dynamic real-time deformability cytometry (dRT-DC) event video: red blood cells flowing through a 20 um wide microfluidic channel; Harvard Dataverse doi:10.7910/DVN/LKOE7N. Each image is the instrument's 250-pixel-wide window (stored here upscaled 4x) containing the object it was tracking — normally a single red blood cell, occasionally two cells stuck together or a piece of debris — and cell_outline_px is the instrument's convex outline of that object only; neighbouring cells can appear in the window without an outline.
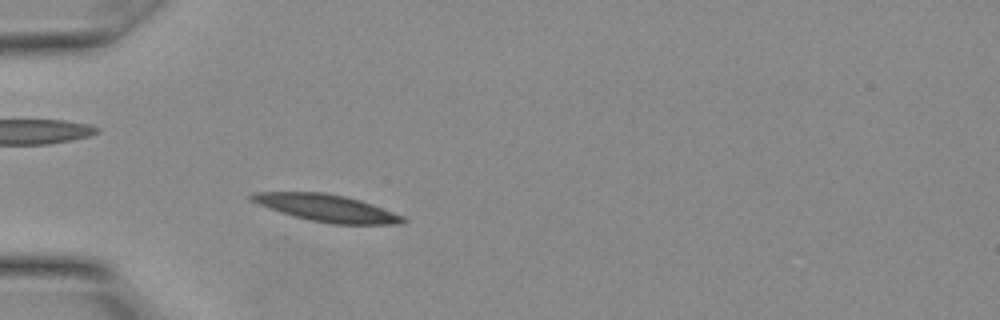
{"species": "Egyptian fruit bat (a non-hibernating species)", "species_latin": "Rousettus aegyptiacus", "temperature_condition": "warm", "stored_images_in_passage": 10, "camera_frame_rate_fps": 3000, "um_per_image_px": 0.085, "animal": {"sex": "female"}, "frame": {"image": 1, "passage_image": 6, "time_ms": 1.667, "image_size_px": [1000, 320], "cell_outline_px": [[408, 220], [400, 224], [332, 224], [312, 220], [280, 212], [248, 200], [248, 196], [252, 192], [324, 192], [344, 196], [360, 200], [372, 204], [404, 216]], "centroid_in_image_um": [27.76, 17.67], "position_along_channel_um": 57.2, "area_um2": 23.76}}
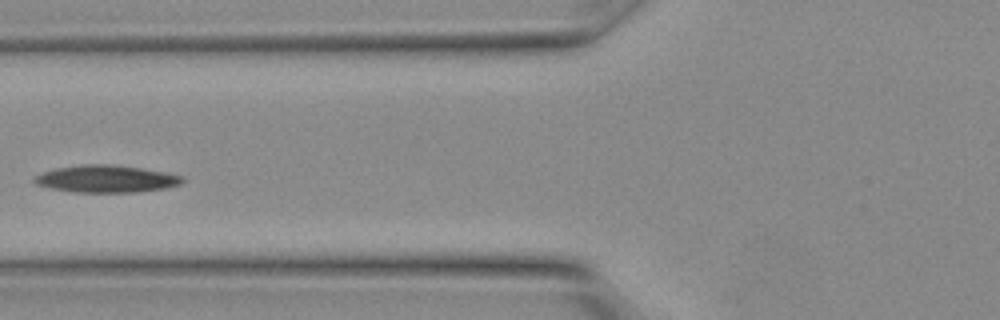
{"frame": {"image": 2, "passage_image": 9, "time_ms": 2.667, "image_size_px": [1000, 320], "cell_outline_px": [[184, 180], [180, 184], [164, 188], [136, 192], [76, 192], [52, 188], [36, 184], [32, 180], [36, 176], [44, 172], [56, 168], [80, 164], [108, 164], [140, 168], [164, 172], [184, 176]], "centroid_in_image_um": [9.03, 15.2], "position_along_channel_um": 116.8, "area_um2": 23.24}}